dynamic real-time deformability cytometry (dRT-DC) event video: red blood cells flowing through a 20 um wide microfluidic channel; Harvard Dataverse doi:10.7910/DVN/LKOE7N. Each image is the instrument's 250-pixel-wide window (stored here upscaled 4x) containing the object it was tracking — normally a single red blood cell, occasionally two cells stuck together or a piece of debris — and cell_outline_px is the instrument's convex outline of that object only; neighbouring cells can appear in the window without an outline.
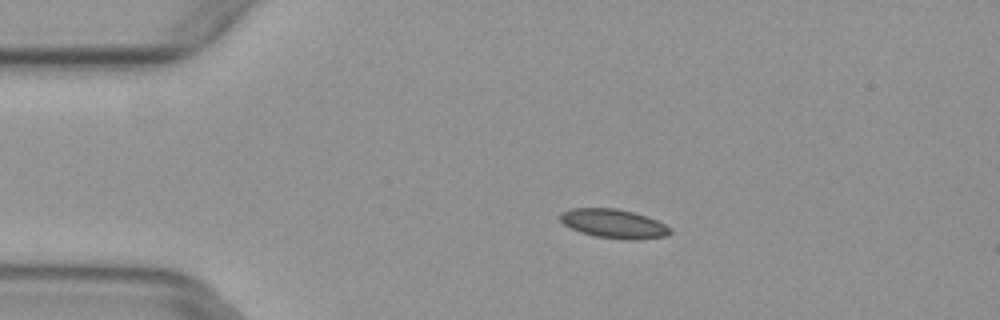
{"species": "common noctule bat (a hibernating species)", "species_latin": "Nyctalus noctula", "temperature_condition": "warm", "stored_images_in_passage": 5, "camera_frame_rate_fps": 3000, "um_per_image_px": 0.085, "animal": {"sex": "female", "body_mass_g": 29.2, "forearm_length_mm": 56.3}, "frame": {"image": 1, "passage_image": 3, "time_ms": 0.667, "image_size_px": [1000, 320], "cell_outline_px": [[672, 232], [668, 236], [636, 240], [628, 240], [596, 236], [580, 232], [564, 224], [560, 220], [560, 212], [572, 208], [616, 208], [648, 216], [672, 228]], "centroid_in_image_um": [52.2, 19.01], "position_along_channel_um": 32.8, "area_um2": 18.67}}